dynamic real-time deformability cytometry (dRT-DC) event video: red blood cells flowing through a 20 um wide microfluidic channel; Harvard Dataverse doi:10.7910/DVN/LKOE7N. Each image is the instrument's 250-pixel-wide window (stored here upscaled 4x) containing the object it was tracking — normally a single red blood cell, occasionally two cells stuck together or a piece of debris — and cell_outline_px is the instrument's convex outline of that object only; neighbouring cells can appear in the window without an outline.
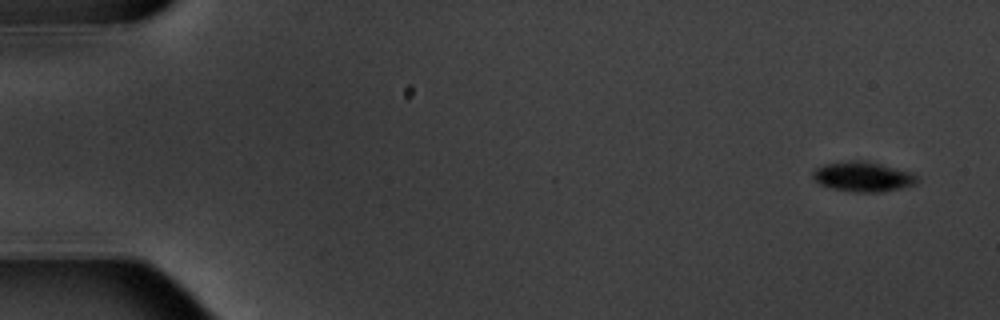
{"species": "common noctule bat (a hibernating species)", "species_latin": "Nyctalus noctula", "temperature_condition": "warm", "stored_images_in_passage": 6, "camera_frame_rate_fps": 3000, "um_per_image_px": 0.085, "animal": {"sex": "male", "body_mass_g": 20.1, "forearm_length_mm": 53.5}, "frame": {"image": 1, "passage_image": 2, "time_ms": 1.0, "image_size_px": [1000, 320], "cell_outline_px": [[920, 180], [916, 184], [884, 192], [852, 192], [832, 188], [820, 184], [812, 180], [812, 172], [816, 168], [824, 164], [864, 160], [912, 172]], "centroid_in_image_um": [73.35, 15.03], "position_along_channel_um": 11.6, "area_um2": 18.15}}
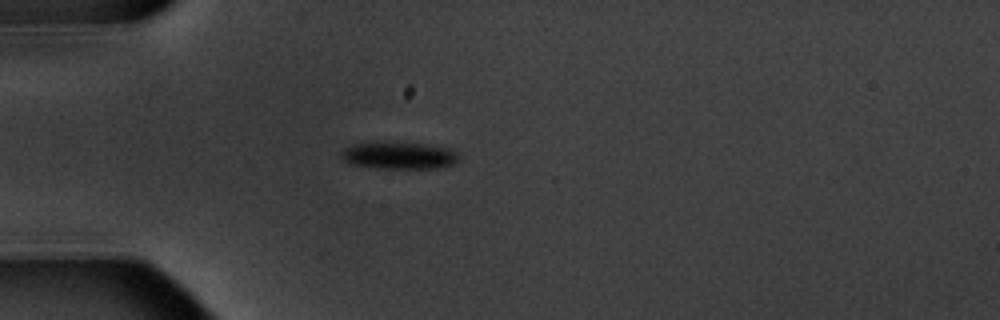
{"frame": {"image": 2, "passage_image": 6, "time_ms": 5.667, "image_size_px": [1000, 320], "cell_outline_px": [[460, 156], [452, 164], [440, 168], [384, 168], [348, 164], [340, 156], [340, 152], [344, 148], [352, 144], [372, 140], [380, 140], [424, 144], [448, 148], [456, 152]], "centroid_in_image_um": [33.83, 13.18], "position_along_channel_um": 51.2, "area_um2": 19.07}}